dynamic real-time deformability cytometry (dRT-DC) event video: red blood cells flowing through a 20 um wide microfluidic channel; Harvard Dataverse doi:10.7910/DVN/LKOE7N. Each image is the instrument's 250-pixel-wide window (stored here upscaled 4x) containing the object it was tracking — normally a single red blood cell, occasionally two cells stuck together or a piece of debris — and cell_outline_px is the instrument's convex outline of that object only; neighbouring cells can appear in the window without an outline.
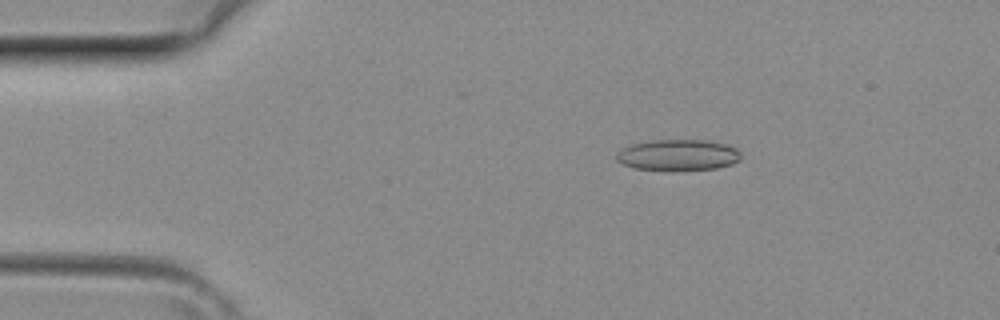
{"species": "common noctule bat (a hibernating species)", "species_latin": "Nyctalus noctula", "temperature_condition": "room temperature", "stored_images_in_passage": 2, "camera_frame_rate_fps": 3000, "um_per_image_px": 0.085, "animal": {"sex": "female", "body_mass_g": 29.2, "forearm_length_mm": 56.3}, "frame": {"image": 1, "passage_image": 1, "time_ms": 0.0, "image_size_px": [1000, 320], "cell_outline_px": [[740, 160], [732, 164], [716, 168], [636, 168], [624, 164], [616, 160], [616, 152], [632, 144], [648, 140], [712, 140], [728, 144], [736, 148], [740, 152]], "centroid_in_image_um": [57.67, 13.12], "position_along_channel_um": 27.3, "area_um2": 21.96}}